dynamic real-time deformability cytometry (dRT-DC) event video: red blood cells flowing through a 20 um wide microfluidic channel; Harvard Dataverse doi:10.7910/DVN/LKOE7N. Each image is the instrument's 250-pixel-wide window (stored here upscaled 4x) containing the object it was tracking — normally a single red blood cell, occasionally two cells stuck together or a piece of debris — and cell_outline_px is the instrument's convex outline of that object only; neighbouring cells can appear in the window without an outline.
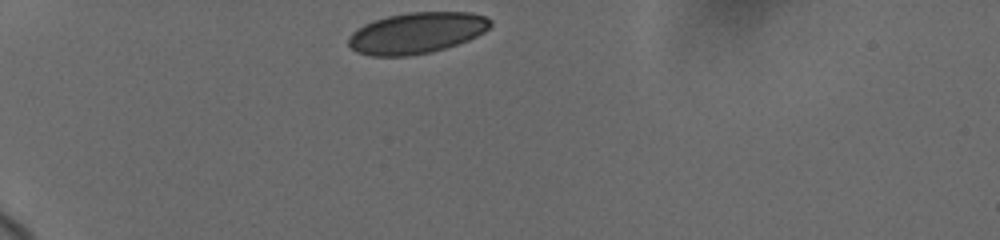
{"species": "human", "species_latin": "Homo sapiens", "temperature_condition": "cold", "stored_images_in_passage": 4, "camera_frame_rate_fps": 3000, "um_per_image_px": 0.085, "donor": {"sex": "female"}, "frame": {"image": 1, "passage_image": 1, "time_ms": 0.0, "image_size_px": [1000, 240], "cell_outline_px": [[492, 24], [484, 32], [468, 40], [444, 48], [428, 52], [408, 56], [372, 56], [356, 52], [348, 44], [348, 36], [356, 28], [364, 24], [388, 16], [408, 12], [472, 12], [484, 16], [492, 20]], "centroid_in_image_um": [35.4, 2.79], "position_along_channel_um": 49.6, "area_um2": 33.93}}